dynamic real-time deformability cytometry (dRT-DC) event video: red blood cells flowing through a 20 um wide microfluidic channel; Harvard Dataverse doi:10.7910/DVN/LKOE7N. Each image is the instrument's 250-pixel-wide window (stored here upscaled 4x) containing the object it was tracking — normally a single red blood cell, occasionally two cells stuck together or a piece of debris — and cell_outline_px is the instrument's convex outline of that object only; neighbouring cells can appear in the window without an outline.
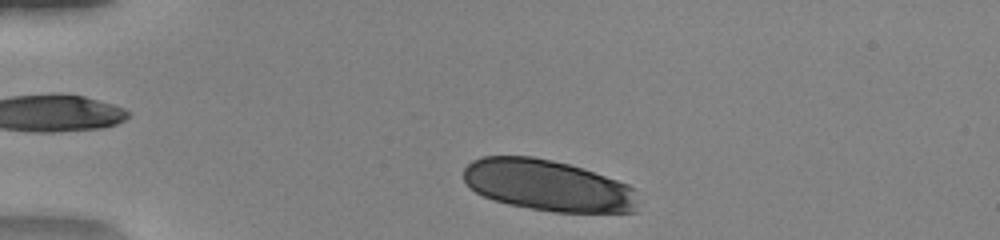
{"species": "human", "species_latin": "Homo sapiens", "temperature_condition": "warm", "stored_images_in_passage": 40, "camera_frame_rate_fps": 3000, "um_per_image_px": 0.085, "donor": {"sex": "female"}, "frame": {"image": 1, "passage_image": 2, "time_ms": 0.333, "image_size_px": [1000, 240], "cell_outline_px": [[636, 212], [552, 212], [508, 204], [484, 196], [476, 192], [464, 180], [464, 168], [472, 160], [480, 156], [532, 156], [552, 160], [568, 164], [628, 184], [636, 188]], "centroid_in_image_um": [46.56, 15.76], "position_along_channel_um": 38.4, "area_um2": 51.85}}